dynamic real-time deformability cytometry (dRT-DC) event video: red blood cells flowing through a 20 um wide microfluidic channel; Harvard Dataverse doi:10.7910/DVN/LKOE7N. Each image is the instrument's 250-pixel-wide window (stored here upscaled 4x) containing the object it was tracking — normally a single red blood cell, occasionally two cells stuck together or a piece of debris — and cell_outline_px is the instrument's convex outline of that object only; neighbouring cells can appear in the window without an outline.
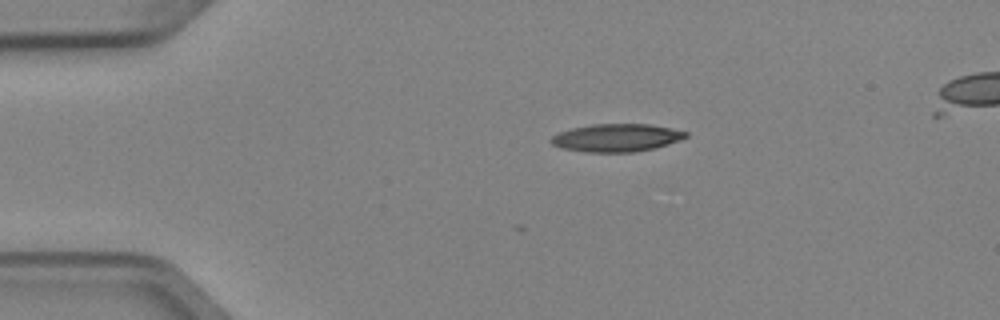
{"species": "Egyptian fruit bat (a non-hibernating species)", "species_latin": "Rousettus aegyptiacus", "temperature_condition": "cold", "stored_images_in_passage": 3, "camera_frame_rate_fps": 3000, "um_per_image_px": 0.085, "animal": {"sex": "female"}, "frame": {"image": 1, "passage_image": 1, "time_ms": 0.0, "image_size_px": [1000, 320], "cell_outline_px": [[688, 136], [680, 140], [656, 148], [632, 152], [584, 152], [564, 148], [552, 144], [552, 136], [560, 132], [572, 128], [592, 124], [648, 124], [672, 128], [688, 132]], "centroid_in_image_um": [52.45, 11.71], "position_along_channel_um": 32.6, "area_um2": 21.73}}
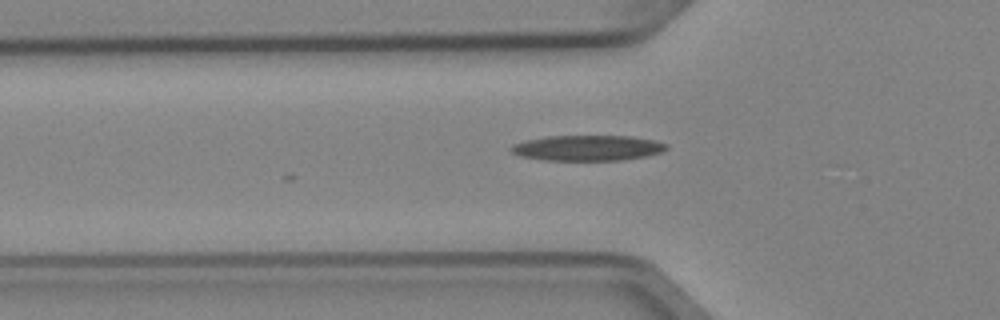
{"frame": {"image": 2, "passage_image": 3, "time_ms": 0.667, "image_size_px": [1000, 320], "cell_outline_px": [[668, 148], [664, 152], [644, 156], [620, 160], [544, 160], [520, 156], [512, 152], [512, 144], [528, 140], [548, 136], [632, 136], [656, 140], [668, 144]], "centroid_in_image_um": [50.0, 12.57], "position_along_channel_um": 75.8, "area_um2": 23.0}}